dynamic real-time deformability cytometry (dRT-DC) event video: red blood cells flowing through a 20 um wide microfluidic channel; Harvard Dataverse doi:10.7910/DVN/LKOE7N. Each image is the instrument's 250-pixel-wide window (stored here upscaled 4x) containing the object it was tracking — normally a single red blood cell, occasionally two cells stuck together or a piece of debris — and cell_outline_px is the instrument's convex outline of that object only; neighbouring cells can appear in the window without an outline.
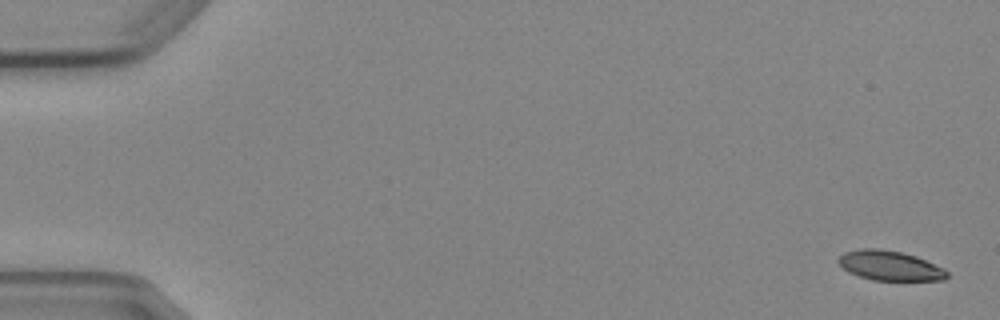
{"species": "Egyptian fruit bat (a non-hibernating species)", "species_latin": "Rousettus aegyptiacus", "temperature_condition": "cold", "stored_images_in_passage": 7, "camera_frame_rate_fps": 3000, "um_per_image_px": 0.085, "animal": {"sex": "female"}, "frame": {"image": 1, "passage_image": 1, "time_ms": 0.0, "image_size_px": [1000, 320], "cell_outline_px": [[948, 276], [944, 280], [872, 280], [848, 272], [836, 260], [844, 252], [860, 248], [880, 248], [900, 252], [916, 256], [944, 268], [948, 272]], "centroid_in_image_um": [75.63, 22.57], "position_along_channel_um": 9.4, "area_um2": 18.79}}
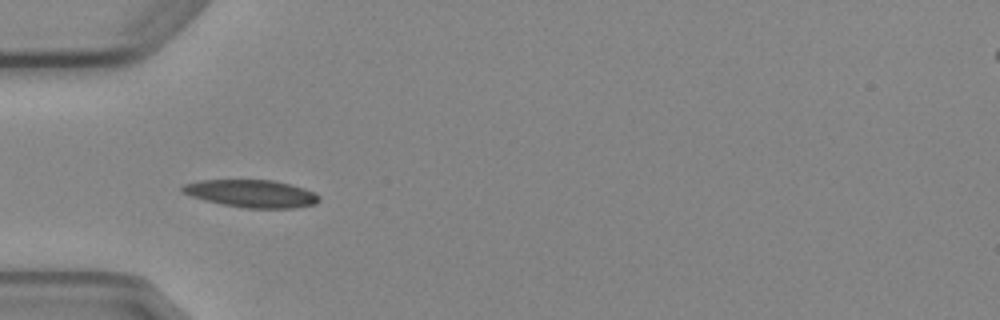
{"frame": {"image": 2, "passage_image": 5, "time_ms": 5.333, "image_size_px": [1000, 320], "cell_outline_px": [[320, 200], [316, 204], [292, 208], [244, 208], [220, 204], [204, 200], [180, 192], [180, 188], [184, 184], [200, 180], [272, 180], [304, 188], [316, 192], [320, 196]], "centroid_in_image_um": [21.37, 16.46], "position_along_channel_um": 63.6, "area_um2": 22.08}}
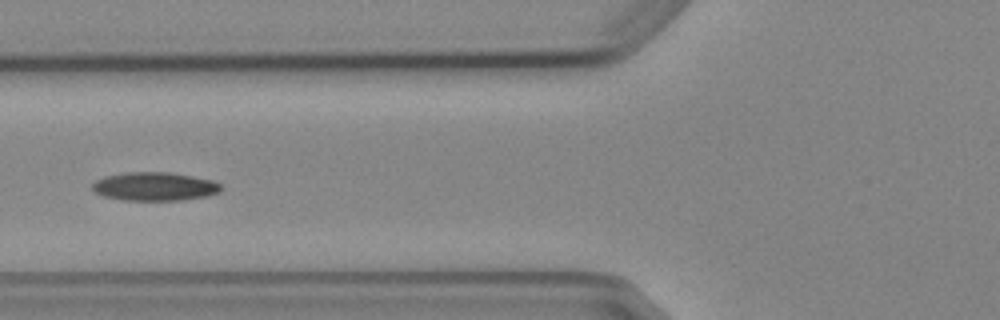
{"frame": {"image": 3, "passage_image": 6, "time_ms": 6.667, "image_size_px": [1000, 320], "cell_outline_px": [[224, 188], [220, 192], [208, 196], [180, 200], [124, 200], [104, 196], [96, 192], [92, 188], [92, 184], [96, 180], [104, 176], [124, 172], [168, 172], [192, 176], [212, 180], [220, 184]], "centroid_in_image_um": [13.16, 15.84], "position_along_channel_um": 112.6, "area_um2": 21.44}}